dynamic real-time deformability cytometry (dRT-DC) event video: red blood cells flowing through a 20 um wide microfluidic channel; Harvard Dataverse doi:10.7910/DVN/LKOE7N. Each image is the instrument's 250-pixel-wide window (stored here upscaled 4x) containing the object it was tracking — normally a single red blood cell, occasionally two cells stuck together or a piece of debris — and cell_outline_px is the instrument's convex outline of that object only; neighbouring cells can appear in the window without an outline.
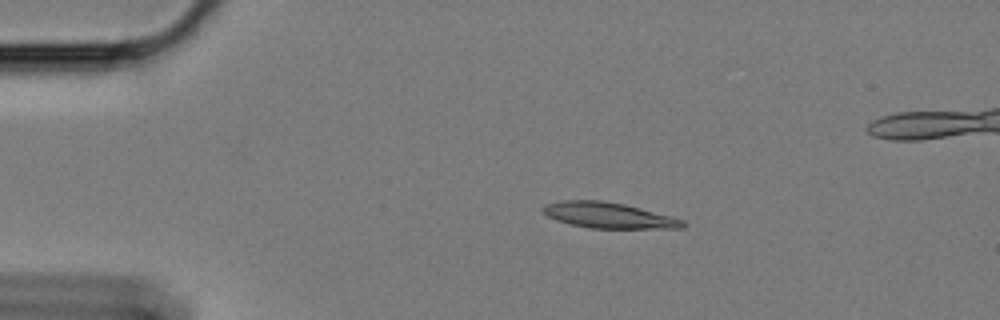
{"species": "Egyptian fruit bat (a non-hibernating species)", "species_latin": "Rousettus aegyptiacus", "temperature_condition": "cold", "stored_images_in_passage": 49, "camera_frame_rate_fps": 3000, "um_per_image_px": 0.085, "animal": {"sex": "female"}, "frame": {"image": 1, "passage_image": 1, "time_ms": 0.0, "image_size_px": [1000, 320], "cell_outline_px": [[688, 224], [684, 228], [592, 228], [572, 224], [556, 220], [548, 216], [540, 208], [544, 204], [560, 200], [604, 200], [624, 204], [672, 216], [684, 220]], "centroid_in_image_um": [51.74, 18.29], "position_along_channel_um": 33.3, "area_um2": 21.04}}
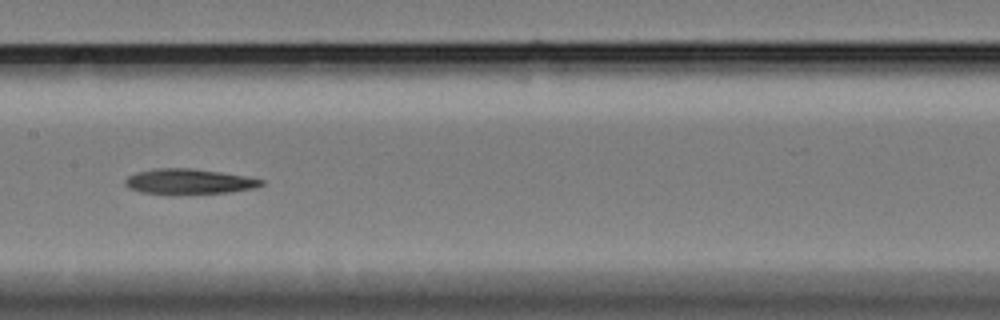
{"frame": {"image": 2, "passage_image": 19, "time_ms": 6.0, "image_size_px": [1000, 320], "cell_outline_px": [[264, 184], [252, 188], [228, 192], [140, 192], [128, 188], [124, 184], [124, 180], [128, 176], [136, 172], [152, 168], [192, 168], [220, 172], [244, 176], [264, 180]], "centroid_in_image_um": [16.0, 15.39], "position_along_channel_um": 191.4, "area_um2": 19.31}}
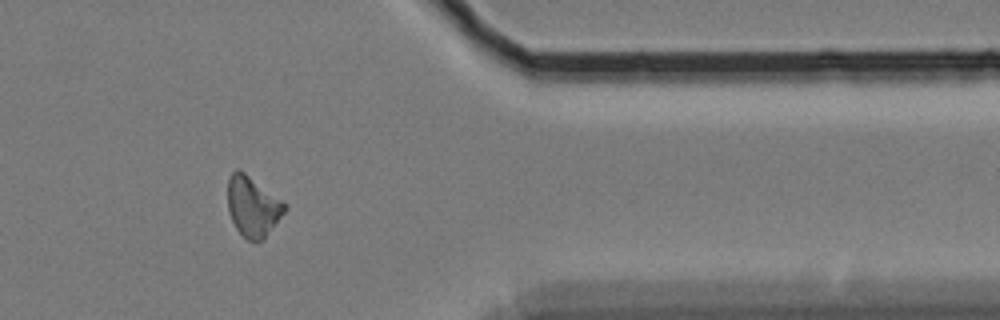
{"frame": {"image": 3, "passage_image": 38, "time_ms": 12.333, "image_size_px": [1000, 320], "cell_outline_px": [[288, 208], [264, 240], [248, 240], [236, 228], [228, 212], [228, 180], [232, 172], [236, 168], [240, 168], [284, 200], [288, 204]], "centroid_in_image_um": [21.52, 17.51], "position_along_channel_um": 389.9, "area_um2": 20.4}}